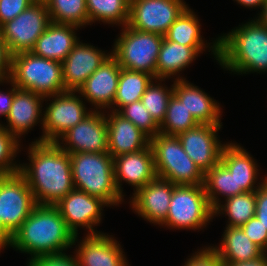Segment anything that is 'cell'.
<instances>
[{"label": "cell", "mask_w": 267, "mask_h": 266, "mask_svg": "<svg viewBox=\"0 0 267 266\" xmlns=\"http://www.w3.org/2000/svg\"><path fill=\"white\" fill-rule=\"evenodd\" d=\"M74 189L104 201L108 207L118 206L124 197L114 180L113 157L109 153L70 154Z\"/></svg>", "instance_id": "cell-4"}, {"label": "cell", "mask_w": 267, "mask_h": 266, "mask_svg": "<svg viewBox=\"0 0 267 266\" xmlns=\"http://www.w3.org/2000/svg\"><path fill=\"white\" fill-rule=\"evenodd\" d=\"M12 234L3 226L0 216V252L3 248L9 247L12 241Z\"/></svg>", "instance_id": "cell-46"}, {"label": "cell", "mask_w": 267, "mask_h": 266, "mask_svg": "<svg viewBox=\"0 0 267 266\" xmlns=\"http://www.w3.org/2000/svg\"><path fill=\"white\" fill-rule=\"evenodd\" d=\"M113 164L115 185L123 197L122 181L133 186L135 193L157 177L151 146L138 152L114 157Z\"/></svg>", "instance_id": "cell-19"}, {"label": "cell", "mask_w": 267, "mask_h": 266, "mask_svg": "<svg viewBox=\"0 0 267 266\" xmlns=\"http://www.w3.org/2000/svg\"><path fill=\"white\" fill-rule=\"evenodd\" d=\"M75 93L76 91H65L45 97L52 100L43 111V134L36 142H57L70 128L93 111L87 110L81 96Z\"/></svg>", "instance_id": "cell-9"}, {"label": "cell", "mask_w": 267, "mask_h": 266, "mask_svg": "<svg viewBox=\"0 0 267 266\" xmlns=\"http://www.w3.org/2000/svg\"><path fill=\"white\" fill-rule=\"evenodd\" d=\"M153 80L155 78L147 73L121 68L114 106L110 109L118 112L123 106L141 100Z\"/></svg>", "instance_id": "cell-28"}, {"label": "cell", "mask_w": 267, "mask_h": 266, "mask_svg": "<svg viewBox=\"0 0 267 266\" xmlns=\"http://www.w3.org/2000/svg\"><path fill=\"white\" fill-rule=\"evenodd\" d=\"M118 113L131 121L150 138L160 133L159 126L152 119L141 100L123 106Z\"/></svg>", "instance_id": "cell-37"}, {"label": "cell", "mask_w": 267, "mask_h": 266, "mask_svg": "<svg viewBox=\"0 0 267 266\" xmlns=\"http://www.w3.org/2000/svg\"><path fill=\"white\" fill-rule=\"evenodd\" d=\"M192 255L193 256L185 262L184 266H225L219 254L212 246H206Z\"/></svg>", "instance_id": "cell-40"}, {"label": "cell", "mask_w": 267, "mask_h": 266, "mask_svg": "<svg viewBox=\"0 0 267 266\" xmlns=\"http://www.w3.org/2000/svg\"><path fill=\"white\" fill-rule=\"evenodd\" d=\"M255 216L267 229V180L256 190Z\"/></svg>", "instance_id": "cell-42"}, {"label": "cell", "mask_w": 267, "mask_h": 266, "mask_svg": "<svg viewBox=\"0 0 267 266\" xmlns=\"http://www.w3.org/2000/svg\"><path fill=\"white\" fill-rule=\"evenodd\" d=\"M29 162L20 165L37 205L57 204L74 189L70 154L56 142H32Z\"/></svg>", "instance_id": "cell-1"}, {"label": "cell", "mask_w": 267, "mask_h": 266, "mask_svg": "<svg viewBox=\"0 0 267 266\" xmlns=\"http://www.w3.org/2000/svg\"><path fill=\"white\" fill-rule=\"evenodd\" d=\"M262 11L258 14L256 18L262 25L267 26V1L264 3Z\"/></svg>", "instance_id": "cell-48"}, {"label": "cell", "mask_w": 267, "mask_h": 266, "mask_svg": "<svg viewBox=\"0 0 267 266\" xmlns=\"http://www.w3.org/2000/svg\"><path fill=\"white\" fill-rule=\"evenodd\" d=\"M236 1L238 4H240L241 6H244V7H250V8H253V7H260V10L262 9L264 3L267 1V0H234Z\"/></svg>", "instance_id": "cell-47"}, {"label": "cell", "mask_w": 267, "mask_h": 266, "mask_svg": "<svg viewBox=\"0 0 267 266\" xmlns=\"http://www.w3.org/2000/svg\"><path fill=\"white\" fill-rule=\"evenodd\" d=\"M46 98L29 90L17 89L10 112L6 118L7 126H0L18 140L39 122L43 124L42 103Z\"/></svg>", "instance_id": "cell-21"}, {"label": "cell", "mask_w": 267, "mask_h": 266, "mask_svg": "<svg viewBox=\"0 0 267 266\" xmlns=\"http://www.w3.org/2000/svg\"><path fill=\"white\" fill-rule=\"evenodd\" d=\"M173 94L184 103L199 124L222 125L219 103L186 79L173 81Z\"/></svg>", "instance_id": "cell-24"}, {"label": "cell", "mask_w": 267, "mask_h": 266, "mask_svg": "<svg viewBox=\"0 0 267 266\" xmlns=\"http://www.w3.org/2000/svg\"><path fill=\"white\" fill-rule=\"evenodd\" d=\"M214 218L204 184L176 185L166 220L160 225L175 229L198 230Z\"/></svg>", "instance_id": "cell-8"}, {"label": "cell", "mask_w": 267, "mask_h": 266, "mask_svg": "<svg viewBox=\"0 0 267 266\" xmlns=\"http://www.w3.org/2000/svg\"><path fill=\"white\" fill-rule=\"evenodd\" d=\"M225 266H267V253L264 252L260 257L240 262H223Z\"/></svg>", "instance_id": "cell-45"}, {"label": "cell", "mask_w": 267, "mask_h": 266, "mask_svg": "<svg viewBox=\"0 0 267 266\" xmlns=\"http://www.w3.org/2000/svg\"><path fill=\"white\" fill-rule=\"evenodd\" d=\"M158 178L175 185L204 184V173L184 151L175 135L158 133L150 138Z\"/></svg>", "instance_id": "cell-6"}, {"label": "cell", "mask_w": 267, "mask_h": 266, "mask_svg": "<svg viewBox=\"0 0 267 266\" xmlns=\"http://www.w3.org/2000/svg\"><path fill=\"white\" fill-rule=\"evenodd\" d=\"M204 187L210 206L214 210L221 202V198L228 199L236 195V180L234 175L219 162L204 174Z\"/></svg>", "instance_id": "cell-29"}, {"label": "cell", "mask_w": 267, "mask_h": 266, "mask_svg": "<svg viewBox=\"0 0 267 266\" xmlns=\"http://www.w3.org/2000/svg\"><path fill=\"white\" fill-rule=\"evenodd\" d=\"M256 191L244 192L225 200L224 204H219L214 210V217L225 214L228 216L227 226L241 227L249 219L255 216Z\"/></svg>", "instance_id": "cell-32"}, {"label": "cell", "mask_w": 267, "mask_h": 266, "mask_svg": "<svg viewBox=\"0 0 267 266\" xmlns=\"http://www.w3.org/2000/svg\"><path fill=\"white\" fill-rule=\"evenodd\" d=\"M65 220L67 227L78 235V228L88 229L87 234H99L94 231L93 226L101 223L103 208L108 206L99 198L88 195L87 193L73 189L57 204L54 205Z\"/></svg>", "instance_id": "cell-15"}, {"label": "cell", "mask_w": 267, "mask_h": 266, "mask_svg": "<svg viewBox=\"0 0 267 266\" xmlns=\"http://www.w3.org/2000/svg\"><path fill=\"white\" fill-rule=\"evenodd\" d=\"M72 256L66 253L41 256L28 261L27 266H79L75 255Z\"/></svg>", "instance_id": "cell-41"}, {"label": "cell", "mask_w": 267, "mask_h": 266, "mask_svg": "<svg viewBox=\"0 0 267 266\" xmlns=\"http://www.w3.org/2000/svg\"><path fill=\"white\" fill-rule=\"evenodd\" d=\"M198 17L189 7L168 28L164 38L190 47H208L201 36Z\"/></svg>", "instance_id": "cell-30"}, {"label": "cell", "mask_w": 267, "mask_h": 266, "mask_svg": "<svg viewBox=\"0 0 267 266\" xmlns=\"http://www.w3.org/2000/svg\"><path fill=\"white\" fill-rule=\"evenodd\" d=\"M37 206L26 179L20 173L0 175V216L13 235Z\"/></svg>", "instance_id": "cell-10"}, {"label": "cell", "mask_w": 267, "mask_h": 266, "mask_svg": "<svg viewBox=\"0 0 267 266\" xmlns=\"http://www.w3.org/2000/svg\"><path fill=\"white\" fill-rule=\"evenodd\" d=\"M222 125L198 124L177 135L184 151L205 174L221 160L223 147L217 132Z\"/></svg>", "instance_id": "cell-14"}, {"label": "cell", "mask_w": 267, "mask_h": 266, "mask_svg": "<svg viewBox=\"0 0 267 266\" xmlns=\"http://www.w3.org/2000/svg\"><path fill=\"white\" fill-rule=\"evenodd\" d=\"M59 210L52 205H37L13 234L9 246L30 254L28 261L48 255L63 254L77 241Z\"/></svg>", "instance_id": "cell-2"}, {"label": "cell", "mask_w": 267, "mask_h": 266, "mask_svg": "<svg viewBox=\"0 0 267 266\" xmlns=\"http://www.w3.org/2000/svg\"><path fill=\"white\" fill-rule=\"evenodd\" d=\"M75 251L79 266H129L119 242L105 233L87 234Z\"/></svg>", "instance_id": "cell-20"}, {"label": "cell", "mask_w": 267, "mask_h": 266, "mask_svg": "<svg viewBox=\"0 0 267 266\" xmlns=\"http://www.w3.org/2000/svg\"><path fill=\"white\" fill-rule=\"evenodd\" d=\"M19 141L0 126V175L14 174L20 171L21 164L13 161L20 150Z\"/></svg>", "instance_id": "cell-36"}, {"label": "cell", "mask_w": 267, "mask_h": 266, "mask_svg": "<svg viewBox=\"0 0 267 266\" xmlns=\"http://www.w3.org/2000/svg\"><path fill=\"white\" fill-rule=\"evenodd\" d=\"M33 0H0V26L26 10Z\"/></svg>", "instance_id": "cell-39"}, {"label": "cell", "mask_w": 267, "mask_h": 266, "mask_svg": "<svg viewBox=\"0 0 267 266\" xmlns=\"http://www.w3.org/2000/svg\"><path fill=\"white\" fill-rule=\"evenodd\" d=\"M220 162L230 171L236 180V195L256 191L266 180L262 178L256 184L259 174L257 162L244 148L236 143H226ZM258 185V186H257Z\"/></svg>", "instance_id": "cell-23"}, {"label": "cell", "mask_w": 267, "mask_h": 266, "mask_svg": "<svg viewBox=\"0 0 267 266\" xmlns=\"http://www.w3.org/2000/svg\"><path fill=\"white\" fill-rule=\"evenodd\" d=\"M199 123L174 94L170 97L167 105L166 115L159 126L160 133L165 135H175L187 131Z\"/></svg>", "instance_id": "cell-34"}, {"label": "cell", "mask_w": 267, "mask_h": 266, "mask_svg": "<svg viewBox=\"0 0 267 266\" xmlns=\"http://www.w3.org/2000/svg\"><path fill=\"white\" fill-rule=\"evenodd\" d=\"M121 67L110 55L102 65L87 78L86 82L76 91L81 97L93 105L96 111L110 109L117 93Z\"/></svg>", "instance_id": "cell-17"}, {"label": "cell", "mask_w": 267, "mask_h": 266, "mask_svg": "<svg viewBox=\"0 0 267 266\" xmlns=\"http://www.w3.org/2000/svg\"><path fill=\"white\" fill-rule=\"evenodd\" d=\"M106 53L93 45L79 40L62 61L65 90L78 91L87 78L111 55V53Z\"/></svg>", "instance_id": "cell-16"}, {"label": "cell", "mask_w": 267, "mask_h": 266, "mask_svg": "<svg viewBox=\"0 0 267 266\" xmlns=\"http://www.w3.org/2000/svg\"><path fill=\"white\" fill-rule=\"evenodd\" d=\"M89 25L96 21L108 24L127 25L130 0H86Z\"/></svg>", "instance_id": "cell-31"}, {"label": "cell", "mask_w": 267, "mask_h": 266, "mask_svg": "<svg viewBox=\"0 0 267 266\" xmlns=\"http://www.w3.org/2000/svg\"><path fill=\"white\" fill-rule=\"evenodd\" d=\"M207 47H190L171 42L163 38L157 58L156 79H168L176 77V80L185 79L178 77L180 71L188 67L200 53ZM174 75V76H173Z\"/></svg>", "instance_id": "cell-26"}, {"label": "cell", "mask_w": 267, "mask_h": 266, "mask_svg": "<svg viewBox=\"0 0 267 266\" xmlns=\"http://www.w3.org/2000/svg\"><path fill=\"white\" fill-rule=\"evenodd\" d=\"M175 186L171 181L156 177L133 193L130 205L144 220L160 226L166 220Z\"/></svg>", "instance_id": "cell-18"}, {"label": "cell", "mask_w": 267, "mask_h": 266, "mask_svg": "<svg viewBox=\"0 0 267 266\" xmlns=\"http://www.w3.org/2000/svg\"><path fill=\"white\" fill-rule=\"evenodd\" d=\"M241 228L252 242L267 252V229L256 216L249 219Z\"/></svg>", "instance_id": "cell-38"}, {"label": "cell", "mask_w": 267, "mask_h": 266, "mask_svg": "<svg viewBox=\"0 0 267 266\" xmlns=\"http://www.w3.org/2000/svg\"><path fill=\"white\" fill-rule=\"evenodd\" d=\"M158 81L162 82L164 79H155V83L152 81L142 95L141 102L155 123L160 126L166 115L168 101L173 94V84L169 89Z\"/></svg>", "instance_id": "cell-35"}, {"label": "cell", "mask_w": 267, "mask_h": 266, "mask_svg": "<svg viewBox=\"0 0 267 266\" xmlns=\"http://www.w3.org/2000/svg\"><path fill=\"white\" fill-rule=\"evenodd\" d=\"M34 2H43L46 3L48 0H33Z\"/></svg>", "instance_id": "cell-49"}, {"label": "cell", "mask_w": 267, "mask_h": 266, "mask_svg": "<svg viewBox=\"0 0 267 266\" xmlns=\"http://www.w3.org/2000/svg\"><path fill=\"white\" fill-rule=\"evenodd\" d=\"M78 28L74 25L50 22L30 52L62 62L79 41L74 31Z\"/></svg>", "instance_id": "cell-25"}, {"label": "cell", "mask_w": 267, "mask_h": 266, "mask_svg": "<svg viewBox=\"0 0 267 266\" xmlns=\"http://www.w3.org/2000/svg\"><path fill=\"white\" fill-rule=\"evenodd\" d=\"M9 80L18 89L29 90L43 97L66 91L62 62L37 56L30 51L12 55Z\"/></svg>", "instance_id": "cell-5"}, {"label": "cell", "mask_w": 267, "mask_h": 266, "mask_svg": "<svg viewBox=\"0 0 267 266\" xmlns=\"http://www.w3.org/2000/svg\"><path fill=\"white\" fill-rule=\"evenodd\" d=\"M187 8L184 0H130L127 26L164 36Z\"/></svg>", "instance_id": "cell-12"}, {"label": "cell", "mask_w": 267, "mask_h": 266, "mask_svg": "<svg viewBox=\"0 0 267 266\" xmlns=\"http://www.w3.org/2000/svg\"><path fill=\"white\" fill-rule=\"evenodd\" d=\"M50 21L84 27L89 25L86 0H48Z\"/></svg>", "instance_id": "cell-33"}, {"label": "cell", "mask_w": 267, "mask_h": 266, "mask_svg": "<svg viewBox=\"0 0 267 266\" xmlns=\"http://www.w3.org/2000/svg\"><path fill=\"white\" fill-rule=\"evenodd\" d=\"M209 48L219 65L234 74L267 72V26L257 19L221 35Z\"/></svg>", "instance_id": "cell-3"}, {"label": "cell", "mask_w": 267, "mask_h": 266, "mask_svg": "<svg viewBox=\"0 0 267 266\" xmlns=\"http://www.w3.org/2000/svg\"><path fill=\"white\" fill-rule=\"evenodd\" d=\"M50 22L46 4L34 2L16 18L1 25L10 53L30 51Z\"/></svg>", "instance_id": "cell-11"}, {"label": "cell", "mask_w": 267, "mask_h": 266, "mask_svg": "<svg viewBox=\"0 0 267 266\" xmlns=\"http://www.w3.org/2000/svg\"><path fill=\"white\" fill-rule=\"evenodd\" d=\"M225 229L220 245L212 246L223 262L249 261L264 253L250 240L241 227L226 226Z\"/></svg>", "instance_id": "cell-27"}, {"label": "cell", "mask_w": 267, "mask_h": 266, "mask_svg": "<svg viewBox=\"0 0 267 266\" xmlns=\"http://www.w3.org/2000/svg\"><path fill=\"white\" fill-rule=\"evenodd\" d=\"M56 143L69 154L108 153V127L105 113L91 111L81 122L62 135Z\"/></svg>", "instance_id": "cell-13"}, {"label": "cell", "mask_w": 267, "mask_h": 266, "mask_svg": "<svg viewBox=\"0 0 267 266\" xmlns=\"http://www.w3.org/2000/svg\"><path fill=\"white\" fill-rule=\"evenodd\" d=\"M5 82L7 83L9 82L11 87H13L11 90H9L8 92H4V93L3 91L0 90V116H5L7 118L10 112V108H11L12 101L15 95V91L18 89V87L14 83H12L9 79L0 81V84L5 83Z\"/></svg>", "instance_id": "cell-44"}, {"label": "cell", "mask_w": 267, "mask_h": 266, "mask_svg": "<svg viewBox=\"0 0 267 266\" xmlns=\"http://www.w3.org/2000/svg\"><path fill=\"white\" fill-rule=\"evenodd\" d=\"M12 54L4 41L0 27V81L8 80L11 74Z\"/></svg>", "instance_id": "cell-43"}, {"label": "cell", "mask_w": 267, "mask_h": 266, "mask_svg": "<svg viewBox=\"0 0 267 266\" xmlns=\"http://www.w3.org/2000/svg\"><path fill=\"white\" fill-rule=\"evenodd\" d=\"M105 115L108 127V153L114 158L150 146V137L118 112Z\"/></svg>", "instance_id": "cell-22"}, {"label": "cell", "mask_w": 267, "mask_h": 266, "mask_svg": "<svg viewBox=\"0 0 267 266\" xmlns=\"http://www.w3.org/2000/svg\"><path fill=\"white\" fill-rule=\"evenodd\" d=\"M114 42L111 55L121 68L144 72L156 79L157 58L164 36L125 25Z\"/></svg>", "instance_id": "cell-7"}]
</instances>
